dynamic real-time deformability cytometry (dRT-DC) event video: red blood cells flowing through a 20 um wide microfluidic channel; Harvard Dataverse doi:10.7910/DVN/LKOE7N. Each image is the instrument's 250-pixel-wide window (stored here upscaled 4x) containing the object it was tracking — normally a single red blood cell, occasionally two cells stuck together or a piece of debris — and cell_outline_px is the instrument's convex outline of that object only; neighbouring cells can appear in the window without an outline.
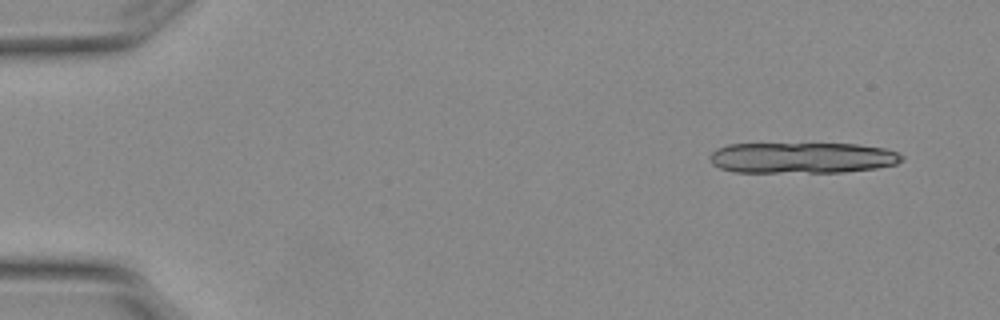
{"species": "Egyptian fruit bat (a non-hibernating species)", "species_latin": "Rousettus aegyptiacus", "temperature_condition": "warm", "stored_images_in_passage": 4, "camera_frame_rate_fps": 3000, "um_per_image_px": 0.085, "animal": {"sex": "female"}, "frame": {"image": 1, "passage_image": 1, "time_ms": 0.0, "image_size_px": [1000, 320], "cell_outline_px": [[904, 160], [896, 164], [876, 168], [844, 172], [732, 172], [720, 168], [712, 164], [708, 156], [716, 148], [728, 144], [856, 144], [884, 148], [896, 152], [904, 156]], "centroid_in_image_um": [68.17, 13.41], "position_along_channel_um": 16.8, "area_um2": 34.74}}